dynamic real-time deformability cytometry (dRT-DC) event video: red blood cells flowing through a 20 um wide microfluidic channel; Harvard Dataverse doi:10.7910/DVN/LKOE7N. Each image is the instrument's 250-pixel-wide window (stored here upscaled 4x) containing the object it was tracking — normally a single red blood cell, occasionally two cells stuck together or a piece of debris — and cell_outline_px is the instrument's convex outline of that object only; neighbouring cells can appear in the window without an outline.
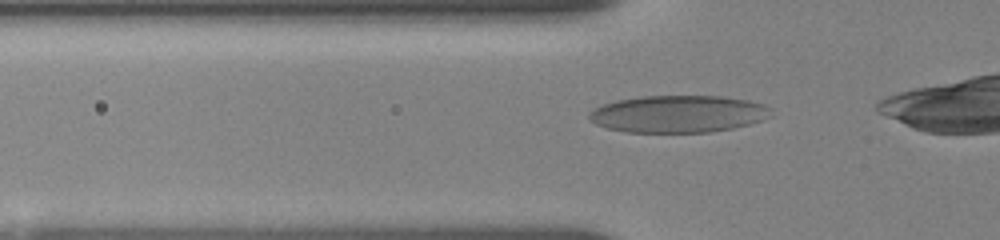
{"species": "human", "species_latin": "Homo sapiens", "temperature_condition": "room temperature", "stored_images_in_passage": 16, "camera_frame_rate_fps": 3000, "um_per_image_px": 0.085, "donor": {"sex": "female"}, "frame": {"image": 1, "passage_image": 8, "time_ms": 2.333, "image_size_px": [1000, 240], "cell_outline_px": [[772, 116], [748, 124], [732, 128], [712, 132], [624, 132], [608, 128], [596, 124], [588, 116], [588, 112], [604, 104], [616, 100], [644, 96], [720, 96], [748, 100], [760, 104], [768, 108]], "centroid_in_image_um": [57.62, 9.69], "position_along_channel_um": 68.2, "area_um2": 39.07}}
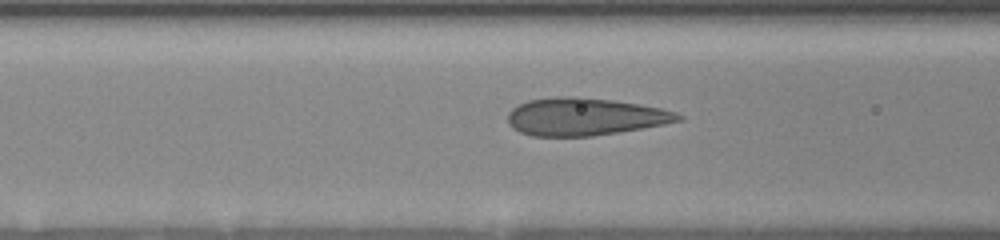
{"frame": {"image": 2, "passage_image": 12, "time_ms": 3.667, "image_size_px": [1000, 240], "cell_outline_px": [[684, 120], [664, 124], [592, 136], [532, 136], [520, 132], [512, 128], [508, 124], [508, 112], [512, 108], [528, 100], [556, 96], [576, 96], [612, 100], [640, 104], [660, 108], [676, 112], [684, 116]], "centroid_in_image_um": [49.69, 9.91], "position_along_channel_um": 116.9, "area_um2": 37.34}}
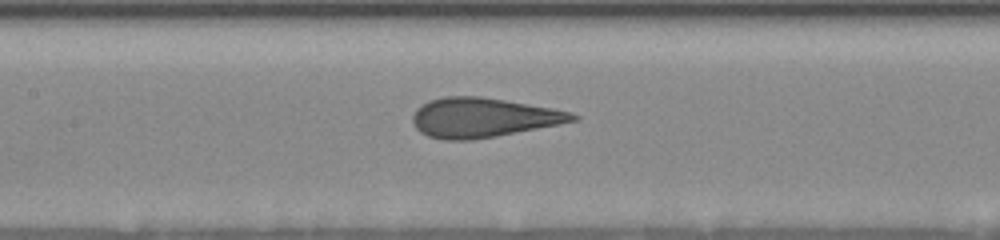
{"frame": {"image": 3, "passage_image": 14, "time_ms": 5.0, "image_size_px": [1000, 240], "cell_outline_px": [[580, 120], [560, 124], [496, 136], [472, 140], [444, 140], [428, 136], [420, 132], [416, 128], [412, 120], [412, 116], [416, 108], [432, 100], [444, 96], [480, 96], [552, 108], [572, 112], [580, 116]], "centroid_in_image_um": [41.07, 10.0], "position_along_channel_um": 166.3, "area_um2": 36.76}}